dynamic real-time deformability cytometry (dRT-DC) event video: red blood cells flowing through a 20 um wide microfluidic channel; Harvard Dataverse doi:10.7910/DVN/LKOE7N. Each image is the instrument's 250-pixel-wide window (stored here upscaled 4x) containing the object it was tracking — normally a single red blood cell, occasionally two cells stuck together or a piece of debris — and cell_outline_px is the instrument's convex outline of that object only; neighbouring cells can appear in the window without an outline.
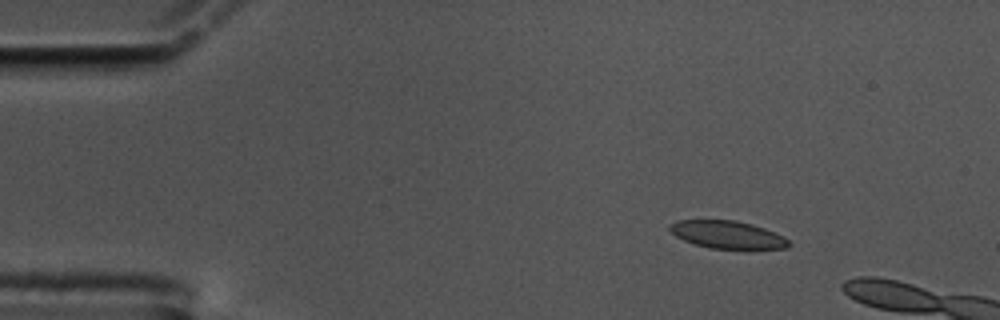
{"species": "common noctule bat (a hibernating species)", "species_latin": "Nyctalus noctula", "temperature_condition": "cold", "stored_images_in_passage": 6, "camera_frame_rate_fps": 3000, "um_per_image_px": 0.085, "animal": {"sex": "male", "body_mass_g": 17.5, "forearm_length_mm": 52.3}, "frame": {"image": 1, "passage_image": 1, "time_ms": 0.0, "image_size_px": [1000, 320], "cell_outline_px": [[792, 244], [788, 248], [744, 252], [708, 248], [684, 240], [676, 236], [668, 228], [668, 224], [676, 220], [736, 220], [752, 224], [764, 228], [784, 236]], "centroid_in_image_um": [61.91, 20.0], "position_along_channel_um": 23.1, "area_um2": 20.23}}